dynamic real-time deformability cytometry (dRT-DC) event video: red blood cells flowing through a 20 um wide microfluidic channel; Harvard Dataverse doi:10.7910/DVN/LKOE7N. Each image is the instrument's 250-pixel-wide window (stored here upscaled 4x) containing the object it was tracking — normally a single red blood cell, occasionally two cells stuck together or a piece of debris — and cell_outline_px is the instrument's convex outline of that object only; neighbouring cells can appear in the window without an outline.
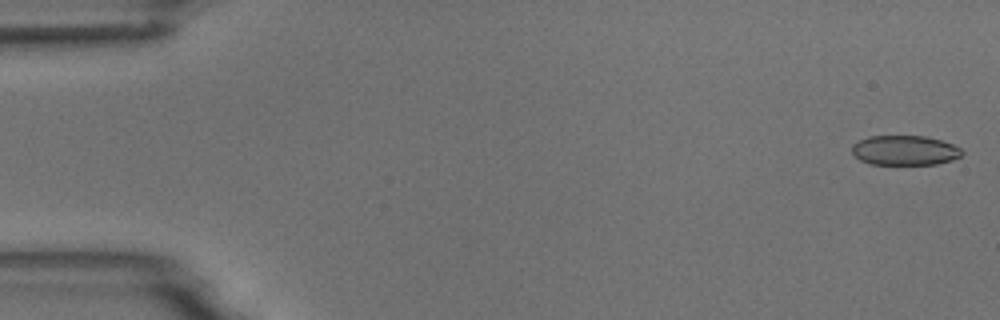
{"species": "common noctule bat (a hibernating species)", "species_latin": "Nyctalus noctula", "temperature_condition": "room temperature", "stored_images_in_passage": 8, "camera_frame_rate_fps": 3000, "um_per_image_px": 0.085, "animal": {"sex": "male", "body_mass_g": 18.8}, "frame": {"image": 1, "passage_image": 1, "time_ms": 0.0, "image_size_px": [1000, 320], "cell_outline_px": [[964, 152], [960, 156], [952, 160], [936, 164], [868, 164], [860, 160], [852, 152], [852, 144], [868, 136], [924, 136], [940, 140], [952, 144], [960, 148]], "centroid_in_image_um": [76.89, 12.78], "position_along_channel_um": 8.1, "area_um2": 19.02}}
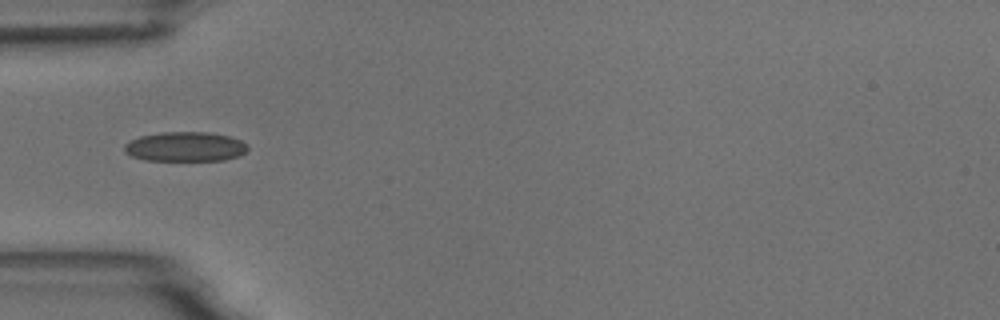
{"frame": {"image": 2, "passage_image": 5, "time_ms": 5.333, "image_size_px": [1000, 320], "cell_outline_px": [[248, 152], [240, 156], [224, 160], [144, 160], [132, 156], [124, 152], [124, 144], [140, 136], [160, 132], [208, 132], [232, 136], [248, 144]], "centroid_in_image_um": [15.79, 12.46], "position_along_channel_um": 69.2, "area_um2": 21.5}}